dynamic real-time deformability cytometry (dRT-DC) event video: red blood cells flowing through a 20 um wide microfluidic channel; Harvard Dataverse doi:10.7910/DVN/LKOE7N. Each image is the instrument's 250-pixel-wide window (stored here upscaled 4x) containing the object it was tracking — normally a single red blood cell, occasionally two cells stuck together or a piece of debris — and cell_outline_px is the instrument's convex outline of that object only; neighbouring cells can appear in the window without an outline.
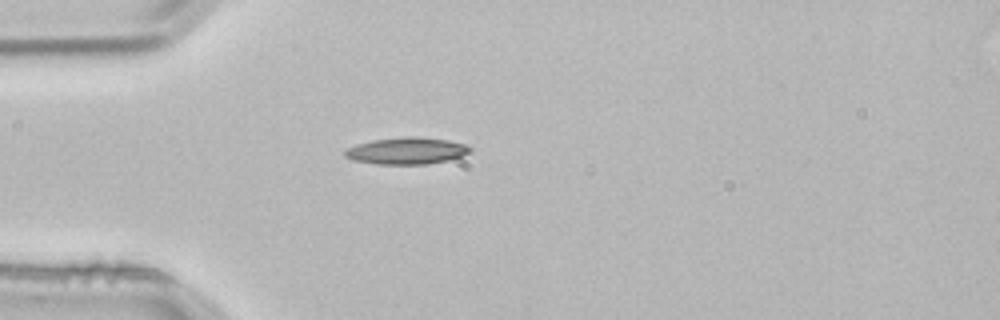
{"species": "common noctule bat (a hibernating species)", "species_latin": "Nyctalus noctula", "temperature_condition": "room temperature", "stored_images_in_passage": 1, "camera_frame_rate_fps": 3000, "um_per_image_px": 0.085, "animal": {"sex": "male", "body_mass_g": 21.5, "forearm_length_mm": 52.0}, "frame": {"image": 1, "passage_image": 1, "time_ms": 0.0, "image_size_px": [1000, 320], "cell_outline_px": [[472, 148], [468, 152], [460, 156], [448, 160], [428, 164], [376, 164], [352, 160], [344, 156], [344, 152], [348, 148], [356, 144], [376, 140], [412, 136], [416, 136], [448, 140], [464, 144]], "centroid_in_image_um": [34.54, 12.83], "position_along_channel_um": 50.5, "area_um2": 19.31}}